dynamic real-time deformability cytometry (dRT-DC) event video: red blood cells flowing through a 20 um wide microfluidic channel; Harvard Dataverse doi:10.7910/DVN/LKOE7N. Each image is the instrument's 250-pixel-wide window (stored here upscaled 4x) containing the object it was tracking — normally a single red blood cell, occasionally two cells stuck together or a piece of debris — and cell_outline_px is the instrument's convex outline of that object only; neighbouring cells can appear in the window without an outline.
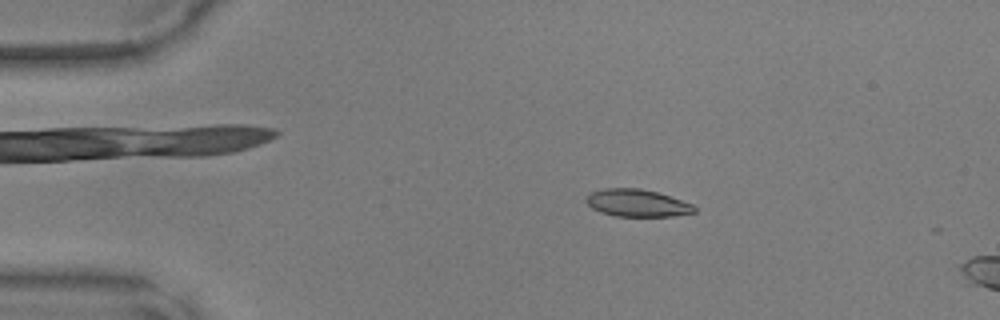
{"species": "common noctule bat (a hibernating species)", "species_latin": "Nyctalus noctula", "temperature_condition": "warm", "stored_images_in_passage": 13, "camera_frame_rate_fps": 3000, "um_per_image_px": 0.085, "animal": {"sex": "male", "body_mass_g": 17.9, "forearm_length_mm": 54.2}, "frame": {"image": 1, "passage_image": 9, "time_ms": 2.667, "image_size_px": [1000, 320], "cell_outline_px": [[696, 212], [676, 216], [616, 216], [600, 212], [592, 208], [584, 200], [588, 192], [604, 188], [640, 188], [656, 192], [692, 204], [696, 208]], "centroid_in_image_um": [54.11, 17.25], "position_along_channel_um": 30.9, "area_um2": 17.28}}